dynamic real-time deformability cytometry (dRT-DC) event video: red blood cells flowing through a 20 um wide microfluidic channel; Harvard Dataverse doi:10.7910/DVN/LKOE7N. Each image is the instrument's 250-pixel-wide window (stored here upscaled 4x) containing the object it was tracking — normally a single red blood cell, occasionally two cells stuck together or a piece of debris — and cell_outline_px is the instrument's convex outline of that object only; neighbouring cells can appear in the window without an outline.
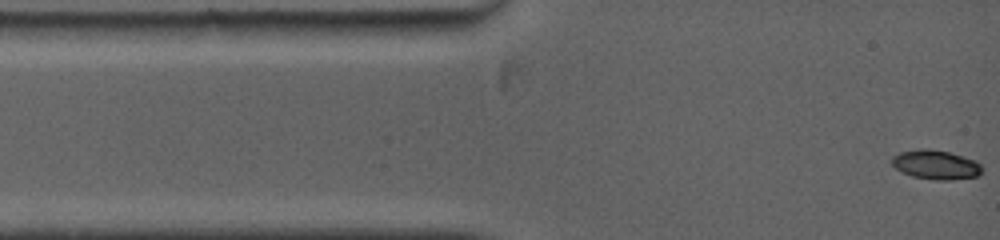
{"species": "common noctule bat (a hibernating species)", "species_latin": "Nyctalus noctula", "temperature_condition": "warm", "stored_images_in_passage": 10, "camera_frame_rate_fps": 5000, "um_per_image_px": 0.085, "animal": {"sex": "female", "body_mass_g": 19.0, "forearm_length_mm": 53.3}, "frame": {"image": 1, "passage_image": 1, "time_ms": 0.0, "image_size_px": [1000, 240], "cell_outline_px": [[980, 172], [976, 176], [948, 180], [936, 180], [912, 176], [900, 172], [892, 164], [892, 156], [900, 152], [920, 148], [928, 148], [948, 152], [964, 156], [976, 160], [980, 164]], "centroid_in_image_um": [79.5, 13.99], "position_along_channel_um": 5.5, "area_um2": 15.32}}
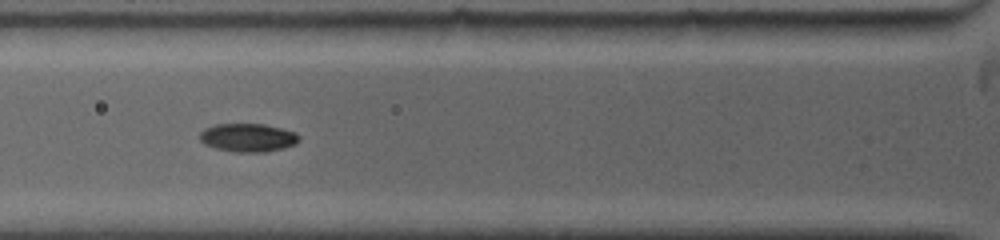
{"frame": {"image": 2, "passage_image": 5, "time_ms": 3.8, "image_size_px": [1000, 240], "cell_outline_px": [[300, 140], [296, 144], [284, 148], [264, 152], [236, 152], [216, 148], [204, 144], [200, 140], [200, 132], [204, 128], [216, 124], [264, 124], [296, 132], [300, 136]], "centroid_in_image_um": [21.09, 11.7], "position_along_channel_um": 104.7, "area_um2": 16.47}}
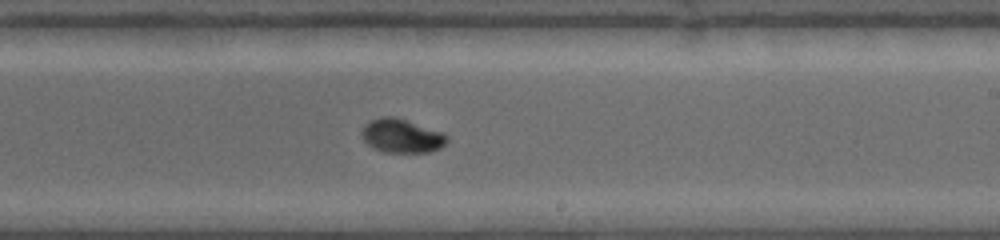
{"frame": {"image": 3, "passage_image": 10, "time_ms": 7.6, "image_size_px": [1000, 240], "cell_outline_px": [[448, 140], [440, 148], [428, 152], [384, 152], [372, 148], [364, 140], [360, 132], [364, 124], [380, 116], [392, 116], [444, 132], [448, 136]], "centroid_in_image_um": [34.13, 11.55], "position_along_channel_um": 254.9, "area_um2": 16.82}}